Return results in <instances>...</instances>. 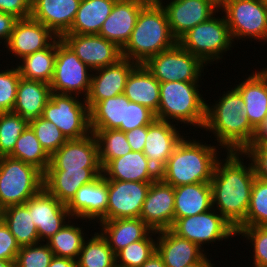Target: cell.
I'll return each instance as SVG.
<instances>
[{"label": "cell", "instance_id": "obj_57", "mask_svg": "<svg viewBox=\"0 0 267 267\" xmlns=\"http://www.w3.org/2000/svg\"><path fill=\"white\" fill-rule=\"evenodd\" d=\"M207 254L208 253H206L199 261L185 267H209L211 265V260H209L210 258H208L209 256Z\"/></svg>", "mask_w": 267, "mask_h": 267}, {"label": "cell", "instance_id": "obj_13", "mask_svg": "<svg viewBox=\"0 0 267 267\" xmlns=\"http://www.w3.org/2000/svg\"><path fill=\"white\" fill-rule=\"evenodd\" d=\"M152 182L108 180V205L99 221L140 218Z\"/></svg>", "mask_w": 267, "mask_h": 267}, {"label": "cell", "instance_id": "obj_15", "mask_svg": "<svg viewBox=\"0 0 267 267\" xmlns=\"http://www.w3.org/2000/svg\"><path fill=\"white\" fill-rule=\"evenodd\" d=\"M25 205L37 227L40 242H46L72 219L67 205L58 201L44 188L32 196Z\"/></svg>", "mask_w": 267, "mask_h": 267}, {"label": "cell", "instance_id": "obj_31", "mask_svg": "<svg viewBox=\"0 0 267 267\" xmlns=\"http://www.w3.org/2000/svg\"><path fill=\"white\" fill-rule=\"evenodd\" d=\"M50 94V84L20 78L12 112L28 121L36 119L42 115Z\"/></svg>", "mask_w": 267, "mask_h": 267}, {"label": "cell", "instance_id": "obj_51", "mask_svg": "<svg viewBox=\"0 0 267 267\" xmlns=\"http://www.w3.org/2000/svg\"><path fill=\"white\" fill-rule=\"evenodd\" d=\"M0 11L11 14L17 19L31 16L32 0H0Z\"/></svg>", "mask_w": 267, "mask_h": 267}, {"label": "cell", "instance_id": "obj_60", "mask_svg": "<svg viewBox=\"0 0 267 267\" xmlns=\"http://www.w3.org/2000/svg\"><path fill=\"white\" fill-rule=\"evenodd\" d=\"M267 6V0H261Z\"/></svg>", "mask_w": 267, "mask_h": 267}, {"label": "cell", "instance_id": "obj_50", "mask_svg": "<svg viewBox=\"0 0 267 267\" xmlns=\"http://www.w3.org/2000/svg\"><path fill=\"white\" fill-rule=\"evenodd\" d=\"M19 250L20 246L14 235L4 221L0 219V260L15 262Z\"/></svg>", "mask_w": 267, "mask_h": 267}, {"label": "cell", "instance_id": "obj_45", "mask_svg": "<svg viewBox=\"0 0 267 267\" xmlns=\"http://www.w3.org/2000/svg\"><path fill=\"white\" fill-rule=\"evenodd\" d=\"M236 236L241 235L253 249L252 267H267V226L238 227Z\"/></svg>", "mask_w": 267, "mask_h": 267}, {"label": "cell", "instance_id": "obj_26", "mask_svg": "<svg viewBox=\"0 0 267 267\" xmlns=\"http://www.w3.org/2000/svg\"><path fill=\"white\" fill-rule=\"evenodd\" d=\"M234 85L245 103L244 111L250 125L257 130L267 117V68L251 72Z\"/></svg>", "mask_w": 267, "mask_h": 267}, {"label": "cell", "instance_id": "obj_34", "mask_svg": "<svg viewBox=\"0 0 267 267\" xmlns=\"http://www.w3.org/2000/svg\"><path fill=\"white\" fill-rule=\"evenodd\" d=\"M56 60V39L47 47L24 56L16 66L21 78L50 84Z\"/></svg>", "mask_w": 267, "mask_h": 267}, {"label": "cell", "instance_id": "obj_36", "mask_svg": "<svg viewBox=\"0 0 267 267\" xmlns=\"http://www.w3.org/2000/svg\"><path fill=\"white\" fill-rule=\"evenodd\" d=\"M74 220L78 222L75 218L70 219L54 236L46 241L54 256L77 260L88 234L84 232L86 230L83 225L81 227L78 223L75 224Z\"/></svg>", "mask_w": 267, "mask_h": 267}, {"label": "cell", "instance_id": "obj_2", "mask_svg": "<svg viewBox=\"0 0 267 267\" xmlns=\"http://www.w3.org/2000/svg\"><path fill=\"white\" fill-rule=\"evenodd\" d=\"M219 95L213 105L206 103L203 129L213 134L217 146L225 149L223 152H243L256 134L245 114L243 98L235 87Z\"/></svg>", "mask_w": 267, "mask_h": 267}, {"label": "cell", "instance_id": "obj_32", "mask_svg": "<svg viewBox=\"0 0 267 267\" xmlns=\"http://www.w3.org/2000/svg\"><path fill=\"white\" fill-rule=\"evenodd\" d=\"M174 219L185 218L206 212L212 208L210 182L174 187Z\"/></svg>", "mask_w": 267, "mask_h": 267}, {"label": "cell", "instance_id": "obj_37", "mask_svg": "<svg viewBox=\"0 0 267 267\" xmlns=\"http://www.w3.org/2000/svg\"><path fill=\"white\" fill-rule=\"evenodd\" d=\"M126 96L120 94L96 103L90 110L91 129H119L125 124Z\"/></svg>", "mask_w": 267, "mask_h": 267}, {"label": "cell", "instance_id": "obj_54", "mask_svg": "<svg viewBox=\"0 0 267 267\" xmlns=\"http://www.w3.org/2000/svg\"><path fill=\"white\" fill-rule=\"evenodd\" d=\"M48 267H77V261L70 258L54 256Z\"/></svg>", "mask_w": 267, "mask_h": 267}, {"label": "cell", "instance_id": "obj_39", "mask_svg": "<svg viewBox=\"0 0 267 267\" xmlns=\"http://www.w3.org/2000/svg\"><path fill=\"white\" fill-rule=\"evenodd\" d=\"M9 157L31 164L43 173L50 164V155L40 144L30 126L21 133Z\"/></svg>", "mask_w": 267, "mask_h": 267}, {"label": "cell", "instance_id": "obj_25", "mask_svg": "<svg viewBox=\"0 0 267 267\" xmlns=\"http://www.w3.org/2000/svg\"><path fill=\"white\" fill-rule=\"evenodd\" d=\"M100 175H102V168L46 170L43 188L58 201L67 205L81 186L92 183Z\"/></svg>", "mask_w": 267, "mask_h": 267}, {"label": "cell", "instance_id": "obj_53", "mask_svg": "<svg viewBox=\"0 0 267 267\" xmlns=\"http://www.w3.org/2000/svg\"><path fill=\"white\" fill-rule=\"evenodd\" d=\"M18 19L11 14L3 13L0 11V45H4L10 40L13 27Z\"/></svg>", "mask_w": 267, "mask_h": 267}, {"label": "cell", "instance_id": "obj_6", "mask_svg": "<svg viewBox=\"0 0 267 267\" xmlns=\"http://www.w3.org/2000/svg\"><path fill=\"white\" fill-rule=\"evenodd\" d=\"M222 17V18H221ZM177 43L198 57L206 66L220 62L234 43L224 15L216 14L182 35ZM225 53V54H224Z\"/></svg>", "mask_w": 267, "mask_h": 267}, {"label": "cell", "instance_id": "obj_33", "mask_svg": "<svg viewBox=\"0 0 267 267\" xmlns=\"http://www.w3.org/2000/svg\"><path fill=\"white\" fill-rule=\"evenodd\" d=\"M116 0H81L73 24L66 34H99Z\"/></svg>", "mask_w": 267, "mask_h": 267}, {"label": "cell", "instance_id": "obj_5", "mask_svg": "<svg viewBox=\"0 0 267 267\" xmlns=\"http://www.w3.org/2000/svg\"><path fill=\"white\" fill-rule=\"evenodd\" d=\"M200 82L173 81L160 83V100L156 119L180 122L203 130L206 119V98L200 93ZM202 94V95H201ZM187 124V125H186Z\"/></svg>", "mask_w": 267, "mask_h": 267}, {"label": "cell", "instance_id": "obj_61", "mask_svg": "<svg viewBox=\"0 0 267 267\" xmlns=\"http://www.w3.org/2000/svg\"><path fill=\"white\" fill-rule=\"evenodd\" d=\"M215 265H216L215 263L213 264V263L211 262V265H210L209 267H216Z\"/></svg>", "mask_w": 267, "mask_h": 267}, {"label": "cell", "instance_id": "obj_28", "mask_svg": "<svg viewBox=\"0 0 267 267\" xmlns=\"http://www.w3.org/2000/svg\"><path fill=\"white\" fill-rule=\"evenodd\" d=\"M156 251L166 267L191 265L207 253L197 244L177 236L170 229L157 231Z\"/></svg>", "mask_w": 267, "mask_h": 267}, {"label": "cell", "instance_id": "obj_29", "mask_svg": "<svg viewBox=\"0 0 267 267\" xmlns=\"http://www.w3.org/2000/svg\"><path fill=\"white\" fill-rule=\"evenodd\" d=\"M100 233L116 255L127 245L144 239L152 229L141 218H121L98 221Z\"/></svg>", "mask_w": 267, "mask_h": 267}, {"label": "cell", "instance_id": "obj_40", "mask_svg": "<svg viewBox=\"0 0 267 267\" xmlns=\"http://www.w3.org/2000/svg\"><path fill=\"white\" fill-rule=\"evenodd\" d=\"M96 138L102 168L112 159L131 152L125 132L117 129H91Z\"/></svg>", "mask_w": 267, "mask_h": 267}, {"label": "cell", "instance_id": "obj_1", "mask_svg": "<svg viewBox=\"0 0 267 267\" xmlns=\"http://www.w3.org/2000/svg\"><path fill=\"white\" fill-rule=\"evenodd\" d=\"M225 153L224 160H217L210 181L212 207L237 229L247 215L255 173L250 159L248 164L243 162V152Z\"/></svg>", "mask_w": 267, "mask_h": 267}, {"label": "cell", "instance_id": "obj_58", "mask_svg": "<svg viewBox=\"0 0 267 267\" xmlns=\"http://www.w3.org/2000/svg\"><path fill=\"white\" fill-rule=\"evenodd\" d=\"M0 267H15V262L0 260Z\"/></svg>", "mask_w": 267, "mask_h": 267}, {"label": "cell", "instance_id": "obj_30", "mask_svg": "<svg viewBox=\"0 0 267 267\" xmlns=\"http://www.w3.org/2000/svg\"><path fill=\"white\" fill-rule=\"evenodd\" d=\"M131 102L147 107L157 113L160 100V82L146 69L138 64L127 78L123 93Z\"/></svg>", "mask_w": 267, "mask_h": 267}, {"label": "cell", "instance_id": "obj_44", "mask_svg": "<svg viewBox=\"0 0 267 267\" xmlns=\"http://www.w3.org/2000/svg\"><path fill=\"white\" fill-rule=\"evenodd\" d=\"M29 126L34 131L40 144L50 156L68 140L54 123L41 116L29 121Z\"/></svg>", "mask_w": 267, "mask_h": 267}, {"label": "cell", "instance_id": "obj_20", "mask_svg": "<svg viewBox=\"0 0 267 267\" xmlns=\"http://www.w3.org/2000/svg\"><path fill=\"white\" fill-rule=\"evenodd\" d=\"M57 36L41 22L31 17L18 19L13 27L10 40L5 44L6 53L21 60L24 56L47 48Z\"/></svg>", "mask_w": 267, "mask_h": 267}, {"label": "cell", "instance_id": "obj_18", "mask_svg": "<svg viewBox=\"0 0 267 267\" xmlns=\"http://www.w3.org/2000/svg\"><path fill=\"white\" fill-rule=\"evenodd\" d=\"M137 65L122 57L115 64L94 70L90 91L85 99L89 110L102 100L123 94L127 78Z\"/></svg>", "mask_w": 267, "mask_h": 267}, {"label": "cell", "instance_id": "obj_4", "mask_svg": "<svg viewBox=\"0 0 267 267\" xmlns=\"http://www.w3.org/2000/svg\"><path fill=\"white\" fill-rule=\"evenodd\" d=\"M177 44L161 5L146 4L140 11L129 41L121 49L123 58L144 64L149 58Z\"/></svg>", "mask_w": 267, "mask_h": 267}, {"label": "cell", "instance_id": "obj_42", "mask_svg": "<svg viewBox=\"0 0 267 267\" xmlns=\"http://www.w3.org/2000/svg\"><path fill=\"white\" fill-rule=\"evenodd\" d=\"M29 121L14 112H0V157L9 156Z\"/></svg>", "mask_w": 267, "mask_h": 267}, {"label": "cell", "instance_id": "obj_41", "mask_svg": "<svg viewBox=\"0 0 267 267\" xmlns=\"http://www.w3.org/2000/svg\"><path fill=\"white\" fill-rule=\"evenodd\" d=\"M156 242L157 231L152 230L144 239L133 242L120 250L115 255L116 266L140 267L156 251Z\"/></svg>", "mask_w": 267, "mask_h": 267}, {"label": "cell", "instance_id": "obj_3", "mask_svg": "<svg viewBox=\"0 0 267 267\" xmlns=\"http://www.w3.org/2000/svg\"><path fill=\"white\" fill-rule=\"evenodd\" d=\"M184 136L159 172V178L173 187L210 182L222 149L202 139ZM194 138V139H193ZM201 141V142H200ZM205 142V144H203ZM218 148V149H217ZM220 150V151H218ZM218 152V153H217Z\"/></svg>", "mask_w": 267, "mask_h": 267}, {"label": "cell", "instance_id": "obj_10", "mask_svg": "<svg viewBox=\"0 0 267 267\" xmlns=\"http://www.w3.org/2000/svg\"><path fill=\"white\" fill-rule=\"evenodd\" d=\"M93 72L60 38H56V60L50 82L51 92L83 96L89 94Z\"/></svg>", "mask_w": 267, "mask_h": 267}, {"label": "cell", "instance_id": "obj_52", "mask_svg": "<svg viewBox=\"0 0 267 267\" xmlns=\"http://www.w3.org/2000/svg\"><path fill=\"white\" fill-rule=\"evenodd\" d=\"M132 151L143 152L147 136V126L137 127L125 132Z\"/></svg>", "mask_w": 267, "mask_h": 267}, {"label": "cell", "instance_id": "obj_21", "mask_svg": "<svg viewBox=\"0 0 267 267\" xmlns=\"http://www.w3.org/2000/svg\"><path fill=\"white\" fill-rule=\"evenodd\" d=\"M108 180L100 175L92 183L81 186L67 204L72 218L84 222H98L107 211ZM92 221V222H91ZM96 221V222H94Z\"/></svg>", "mask_w": 267, "mask_h": 267}, {"label": "cell", "instance_id": "obj_38", "mask_svg": "<svg viewBox=\"0 0 267 267\" xmlns=\"http://www.w3.org/2000/svg\"><path fill=\"white\" fill-rule=\"evenodd\" d=\"M87 237L77 258V267H115L116 257L106 238L99 232Z\"/></svg>", "mask_w": 267, "mask_h": 267}, {"label": "cell", "instance_id": "obj_16", "mask_svg": "<svg viewBox=\"0 0 267 267\" xmlns=\"http://www.w3.org/2000/svg\"><path fill=\"white\" fill-rule=\"evenodd\" d=\"M61 39L92 71L122 58L121 49L98 34H64Z\"/></svg>", "mask_w": 267, "mask_h": 267}, {"label": "cell", "instance_id": "obj_27", "mask_svg": "<svg viewBox=\"0 0 267 267\" xmlns=\"http://www.w3.org/2000/svg\"><path fill=\"white\" fill-rule=\"evenodd\" d=\"M107 180L154 182L159 173L149 163L143 152L131 151L124 156L110 160L103 168Z\"/></svg>", "mask_w": 267, "mask_h": 267}, {"label": "cell", "instance_id": "obj_56", "mask_svg": "<svg viewBox=\"0 0 267 267\" xmlns=\"http://www.w3.org/2000/svg\"><path fill=\"white\" fill-rule=\"evenodd\" d=\"M267 140V117L260 127L256 130V134L253 142L264 143Z\"/></svg>", "mask_w": 267, "mask_h": 267}, {"label": "cell", "instance_id": "obj_55", "mask_svg": "<svg viewBox=\"0 0 267 267\" xmlns=\"http://www.w3.org/2000/svg\"><path fill=\"white\" fill-rule=\"evenodd\" d=\"M140 267H166L162 257L155 251L152 256Z\"/></svg>", "mask_w": 267, "mask_h": 267}, {"label": "cell", "instance_id": "obj_8", "mask_svg": "<svg viewBox=\"0 0 267 267\" xmlns=\"http://www.w3.org/2000/svg\"><path fill=\"white\" fill-rule=\"evenodd\" d=\"M219 10L225 13L233 42L267 41V6L261 0H220Z\"/></svg>", "mask_w": 267, "mask_h": 267}, {"label": "cell", "instance_id": "obj_11", "mask_svg": "<svg viewBox=\"0 0 267 267\" xmlns=\"http://www.w3.org/2000/svg\"><path fill=\"white\" fill-rule=\"evenodd\" d=\"M146 69L160 82H202L205 64L178 43L149 58ZM203 73V74H202Z\"/></svg>", "mask_w": 267, "mask_h": 267}, {"label": "cell", "instance_id": "obj_22", "mask_svg": "<svg viewBox=\"0 0 267 267\" xmlns=\"http://www.w3.org/2000/svg\"><path fill=\"white\" fill-rule=\"evenodd\" d=\"M176 125L155 119L147 126L143 154L158 173L164 168L174 149L184 137V133H180L184 131H179Z\"/></svg>", "mask_w": 267, "mask_h": 267}, {"label": "cell", "instance_id": "obj_24", "mask_svg": "<svg viewBox=\"0 0 267 267\" xmlns=\"http://www.w3.org/2000/svg\"><path fill=\"white\" fill-rule=\"evenodd\" d=\"M80 3L81 0H32L30 17L61 38L70 30Z\"/></svg>", "mask_w": 267, "mask_h": 267}, {"label": "cell", "instance_id": "obj_9", "mask_svg": "<svg viewBox=\"0 0 267 267\" xmlns=\"http://www.w3.org/2000/svg\"><path fill=\"white\" fill-rule=\"evenodd\" d=\"M41 117L54 123L68 140L92 133L89 107L85 99L76 95L51 92Z\"/></svg>", "mask_w": 267, "mask_h": 267}, {"label": "cell", "instance_id": "obj_46", "mask_svg": "<svg viewBox=\"0 0 267 267\" xmlns=\"http://www.w3.org/2000/svg\"><path fill=\"white\" fill-rule=\"evenodd\" d=\"M53 257L54 254L46 242H38L20 247L15 267H48Z\"/></svg>", "mask_w": 267, "mask_h": 267}, {"label": "cell", "instance_id": "obj_12", "mask_svg": "<svg viewBox=\"0 0 267 267\" xmlns=\"http://www.w3.org/2000/svg\"><path fill=\"white\" fill-rule=\"evenodd\" d=\"M170 230L197 244L204 251L207 244L209 246L216 241H226L237 235L236 229L213 207L198 215L174 219Z\"/></svg>", "mask_w": 267, "mask_h": 267}, {"label": "cell", "instance_id": "obj_59", "mask_svg": "<svg viewBox=\"0 0 267 267\" xmlns=\"http://www.w3.org/2000/svg\"><path fill=\"white\" fill-rule=\"evenodd\" d=\"M143 1L146 4H156V5H161L162 3H164V0H143Z\"/></svg>", "mask_w": 267, "mask_h": 267}, {"label": "cell", "instance_id": "obj_49", "mask_svg": "<svg viewBox=\"0 0 267 267\" xmlns=\"http://www.w3.org/2000/svg\"><path fill=\"white\" fill-rule=\"evenodd\" d=\"M243 153L250 159L255 177L267 182V146L261 142H253Z\"/></svg>", "mask_w": 267, "mask_h": 267}, {"label": "cell", "instance_id": "obj_19", "mask_svg": "<svg viewBox=\"0 0 267 267\" xmlns=\"http://www.w3.org/2000/svg\"><path fill=\"white\" fill-rule=\"evenodd\" d=\"M174 187L160 178L151 183L140 218L154 231L166 230L174 223Z\"/></svg>", "mask_w": 267, "mask_h": 267}, {"label": "cell", "instance_id": "obj_47", "mask_svg": "<svg viewBox=\"0 0 267 267\" xmlns=\"http://www.w3.org/2000/svg\"><path fill=\"white\" fill-rule=\"evenodd\" d=\"M4 69V70H3ZM0 68V112H11L16 102V93L21 78L18 67Z\"/></svg>", "mask_w": 267, "mask_h": 267}, {"label": "cell", "instance_id": "obj_43", "mask_svg": "<svg viewBox=\"0 0 267 267\" xmlns=\"http://www.w3.org/2000/svg\"><path fill=\"white\" fill-rule=\"evenodd\" d=\"M267 226V182L255 177L245 221L239 227Z\"/></svg>", "mask_w": 267, "mask_h": 267}, {"label": "cell", "instance_id": "obj_7", "mask_svg": "<svg viewBox=\"0 0 267 267\" xmlns=\"http://www.w3.org/2000/svg\"><path fill=\"white\" fill-rule=\"evenodd\" d=\"M44 173L9 156L0 157V209L25 204L43 189Z\"/></svg>", "mask_w": 267, "mask_h": 267}, {"label": "cell", "instance_id": "obj_48", "mask_svg": "<svg viewBox=\"0 0 267 267\" xmlns=\"http://www.w3.org/2000/svg\"><path fill=\"white\" fill-rule=\"evenodd\" d=\"M156 119L155 114L147 107L131 102L126 97L125 124H121L119 131L126 132L137 127L148 126Z\"/></svg>", "mask_w": 267, "mask_h": 267}, {"label": "cell", "instance_id": "obj_23", "mask_svg": "<svg viewBox=\"0 0 267 267\" xmlns=\"http://www.w3.org/2000/svg\"><path fill=\"white\" fill-rule=\"evenodd\" d=\"M145 5L143 0H116L98 35L122 49L129 41L138 15Z\"/></svg>", "mask_w": 267, "mask_h": 267}, {"label": "cell", "instance_id": "obj_17", "mask_svg": "<svg viewBox=\"0 0 267 267\" xmlns=\"http://www.w3.org/2000/svg\"><path fill=\"white\" fill-rule=\"evenodd\" d=\"M82 168H102L93 133L81 139L67 140L50 156V164L46 170H82Z\"/></svg>", "mask_w": 267, "mask_h": 267}, {"label": "cell", "instance_id": "obj_14", "mask_svg": "<svg viewBox=\"0 0 267 267\" xmlns=\"http://www.w3.org/2000/svg\"><path fill=\"white\" fill-rule=\"evenodd\" d=\"M161 6L177 40L188 30L220 12V0H167Z\"/></svg>", "mask_w": 267, "mask_h": 267}, {"label": "cell", "instance_id": "obj_35", "mask_svg": "<svg viewBox=\"0 0 267 267\" xmlns=\"http://www.w3.org/2000/svg\"><path fill=\"white\" fill-rule=\"evenodd\" d=\"M1 219L8 226L20 247L40 242L37 227L25 204L13 205L1 210Z\"/></svg>", "mask_w": 267, "mask_h": 267}]
</instances>
